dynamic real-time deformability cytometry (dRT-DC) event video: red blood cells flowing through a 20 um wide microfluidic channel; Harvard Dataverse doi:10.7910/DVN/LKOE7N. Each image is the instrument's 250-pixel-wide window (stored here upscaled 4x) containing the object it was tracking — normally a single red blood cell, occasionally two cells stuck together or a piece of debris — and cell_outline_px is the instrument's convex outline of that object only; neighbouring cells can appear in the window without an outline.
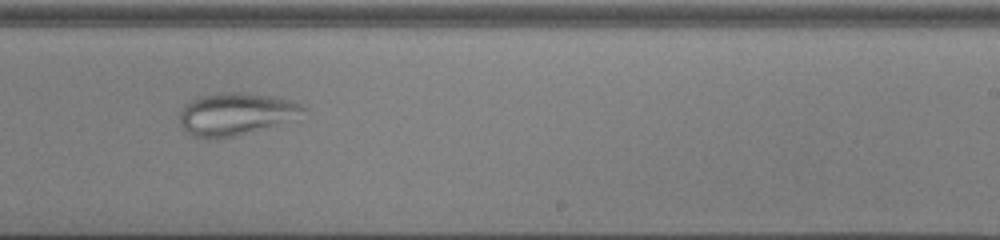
{"species": "common noctule bat (a hibernating species)", "species_latin": "Nyctalus noctula", "temperature_condition": "cold", "stored_images_in_passage": 54, "camera_frame_rate_fps": 3000, "um_per_image_px": 0.085, "animal": {"sex": "male", "body_mass_g": 13.0, "forearm_length_mm": 53.1}, "frame": {"image": 1, "passage_image": 35, "time_ms": 11.333, "image_size_px": [1000, 240], "cell_outline_px": [[308, 108], [280, 120], [236, 136], [208, 140], [204, 140], [192, 136], [180, 124], [180, 112], [184, 104], [200, 96], [224, 92], [236, 92], [272, 96], [292, 100]], "centroid_in_image_um": [19.86, 9.68], "position_along_channel_um": 269.1, "area_um2": 29.36}}
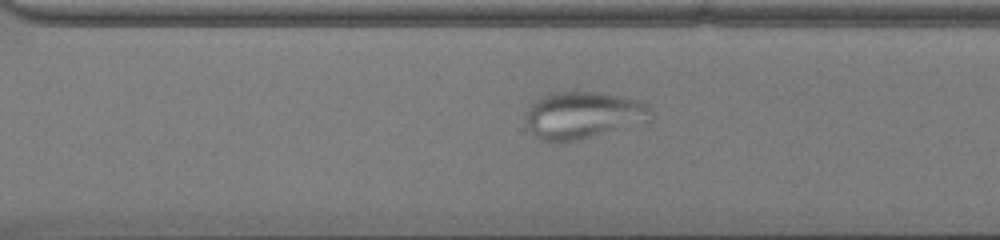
{"frame": {"image": 2, "passage_image": 39, "time_ms": 12.667, "image_size_px": [1000, 240], "cell_outline_px": [[652, 116], [648, 120], [580, 140], [556, 144], [540, 140], [532, 132], [524, 120], [524, 116], [528, 108], [536, 100], [544, 96], [560, 92], [596, 92], [636, 100], [648, 104], [652, 108]], "centroid_in_image_um": [49.51, 9.82], "position_along_channel_um": 321.1, "area_um2": 34.1}}